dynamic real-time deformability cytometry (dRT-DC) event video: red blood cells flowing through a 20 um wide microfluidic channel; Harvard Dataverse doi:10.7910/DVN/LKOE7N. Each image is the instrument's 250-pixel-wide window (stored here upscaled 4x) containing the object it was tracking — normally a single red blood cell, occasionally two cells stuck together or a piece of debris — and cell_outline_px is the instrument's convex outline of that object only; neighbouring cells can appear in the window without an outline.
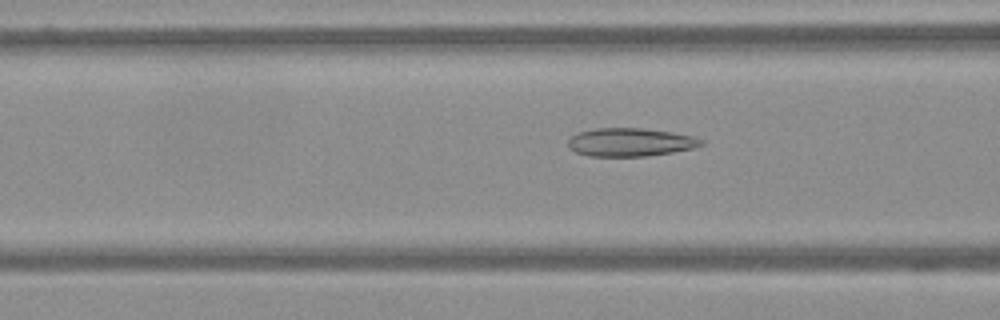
{"species": "Egyptian fruit bat (a non-hibernating species)", "species_latin": "Rousettus aegyptiacus", "temperature_condition": "warm", "stored_images_in_passage": 55, "camera_frame_rate_fps": 3000, "um_per_image_px": 0.085, "frame": {"image": 1, "passage_image": 18, "time_ms": 5.667, "image_size_px": [1000, 320], "cell_outline_px": [[704, 144], [692, 148], [672, 152], [648, 156], [588, 156], [576, 152], [568, 148], [568, 140], [572, 136], [580, 132], [596, 128], [644, 128], [672, 132], [696, 136], [704, 140]], "centroid_in_image_um": [53.6, 12.08], "position_along_channel_um": 113.0, "area_um2": 22.02}}
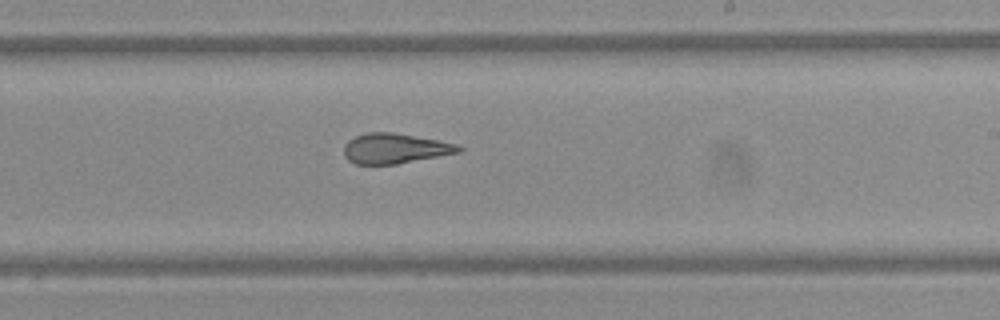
{"frame": {"image": 2, "passage_image": 31, "time_ms": 10.0, "image_size_px": [1000, 320], "cell_outline_px": [[464, 148], [460, 152], [440, 156], [396, 164], [356, 164], [348, 160], [344, 156], [344, 144], [348, 140], [356, 136], [368, 132], [392, 132], [436, 140], [456, 144]], "centroid_in_image_um": [33.54, 12.62], "position_along_channel_um": 255.5, "area_um2": 20.0}}
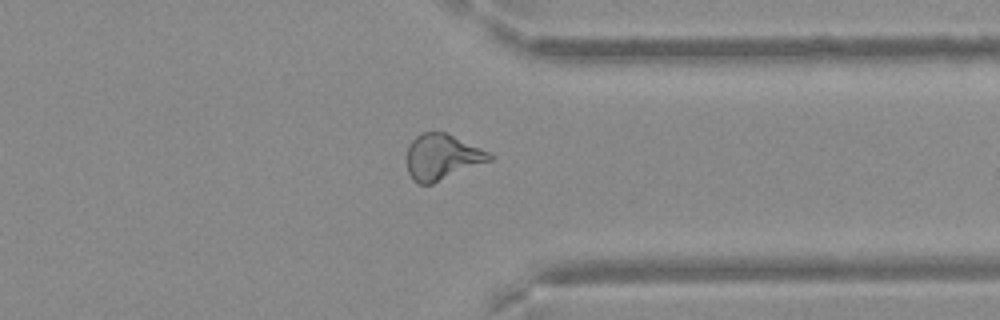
{"frame": {"image": 3, "passage_image": 42, "time_ms": 13.667, "image_size_px": [1000, 320], "cell_outline_px": [[496, 156], [492, 160], [432, 184], [416, 184], [412, 180], [408, 172], [408, 144], [420, 132], [444, 132], [480, 148]], "centroid_in_image_um": [37.56, 13.36], "position_along_channel_um": 373.8, "area_um2": 21.91}}